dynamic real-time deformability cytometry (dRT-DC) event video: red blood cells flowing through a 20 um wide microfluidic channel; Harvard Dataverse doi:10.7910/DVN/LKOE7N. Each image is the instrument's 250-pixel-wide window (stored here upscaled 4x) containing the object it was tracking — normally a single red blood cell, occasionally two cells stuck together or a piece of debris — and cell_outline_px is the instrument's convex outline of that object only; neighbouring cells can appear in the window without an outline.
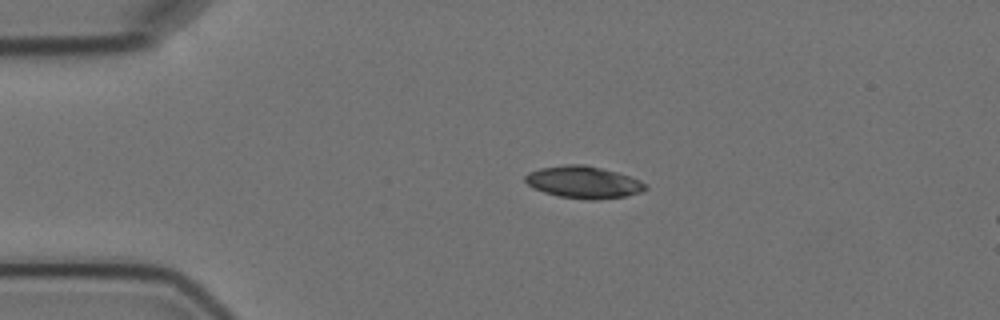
{"species": "Egyptian fruit bat (a non-hibernating species)", "species_latin": "Rousettus aegyptiacus", "temperature_condition": "cold", "stored_images_in_passage": 7, "camera_frame_rate_fps": 3000, "um_per_image_px": 0.085, "animal": {"sex": "female"}, "frame": {"image": 1, "passage_image": 1, "time_ms": 0.0, "image_size_px": [1000, 320], "cell_outline_px": [[648, 188], [644, 192], [624, 196], [596, 200], [592, 200], [560, 196], [544, 192], [532, 188], [524, 180], [524, 176], [528, 172], [540, 168], [564, 164], [584, 164], [616, 172], [640, 180]], "centroid_in_image_um": [49.58, 15.48], "position_along_channel_um": 35.4, "area_um2": 22.43}}
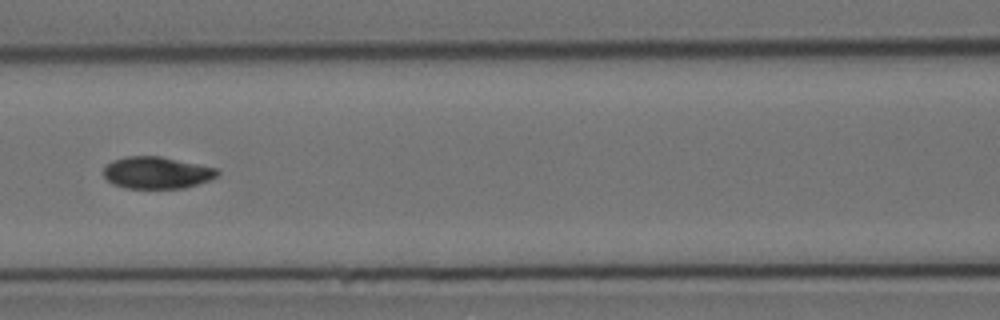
{"frame": {"image": 2, "passage_image": 4, "time_ms": 4.333, "image_size_px": [1000, 320], "cell_outline_px": [[220, 172], [216, 176], [208, 180], [184, 188], [124, 188], [112, 184], [104, 176], [104, 168], [112, 160], [124, 156], [160, 156], [216, 168]], "centroid_in_image_um": [13.28, 14.67], "position_along_channel_um": 153.3, "area_um2": 21.04}}
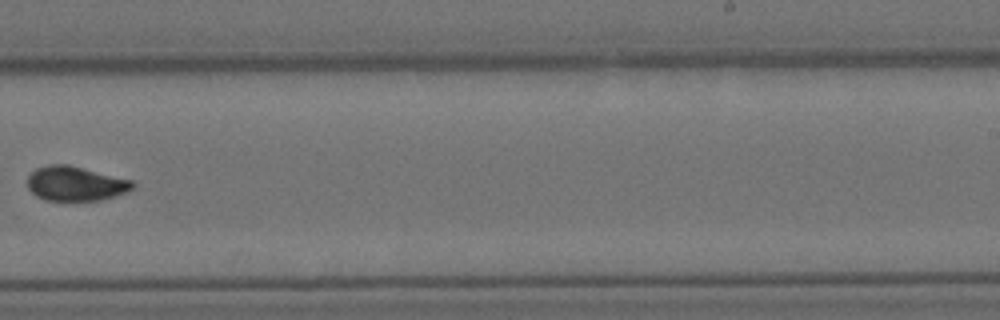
{"frame": {"image": 3, "passage_image": 7, "time_ms": 8.0, "image_size_px": [1000, 320], "cell_outline_px": [[136, 184], [128, 192], [100, 200], [44, 200], [36, 196], [28, 188], [28, 176], [36, 168], [48, 164], [68, 164], [132, 180]], "centroid_in_image_um": [6.41, 15.6], "position_along_channel_um": 282.6, "area_um2": 21.15}}